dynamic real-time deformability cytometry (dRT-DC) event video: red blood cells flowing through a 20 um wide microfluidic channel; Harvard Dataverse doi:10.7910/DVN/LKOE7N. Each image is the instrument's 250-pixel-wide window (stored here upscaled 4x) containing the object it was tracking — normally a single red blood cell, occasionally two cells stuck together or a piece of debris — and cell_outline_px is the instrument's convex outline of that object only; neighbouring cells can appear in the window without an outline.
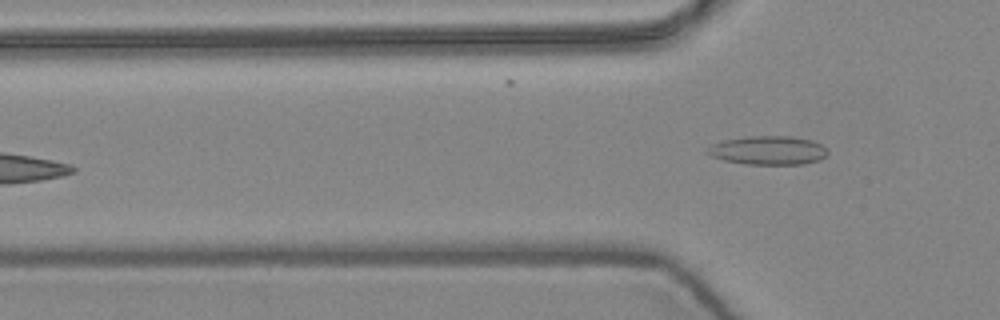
{"species": "common noctule bat (a hibernating species)", "species_latin": "Nyctalus noctula", "temperature_condition": "warm", "stored_images_in_passage": 6, "camera_frame_rate_fps": 3000, "um_per_image_px": 0.085, "animal": {"sex": "female", "body_mass_g": 24.6, "forearm_length_mm": 56.2}, "frame": {"image": 1, "passage_image": 6, "time_ms": 1.667, "image_size_px": [1000, 320], "cell_outline_px": [[828, 152], [820, 160], [804, 164], [744, 164], [724, 160], [712, 156], [704, 152], [704, 148], [712, 144], [724, 140], [744, 136], [792, 136], [812, 140], [820, 144]], "centroid_in_image_um": [65.24, 12.77], "position_along_channel_um": 60.6, "area_um2": 20.29}}